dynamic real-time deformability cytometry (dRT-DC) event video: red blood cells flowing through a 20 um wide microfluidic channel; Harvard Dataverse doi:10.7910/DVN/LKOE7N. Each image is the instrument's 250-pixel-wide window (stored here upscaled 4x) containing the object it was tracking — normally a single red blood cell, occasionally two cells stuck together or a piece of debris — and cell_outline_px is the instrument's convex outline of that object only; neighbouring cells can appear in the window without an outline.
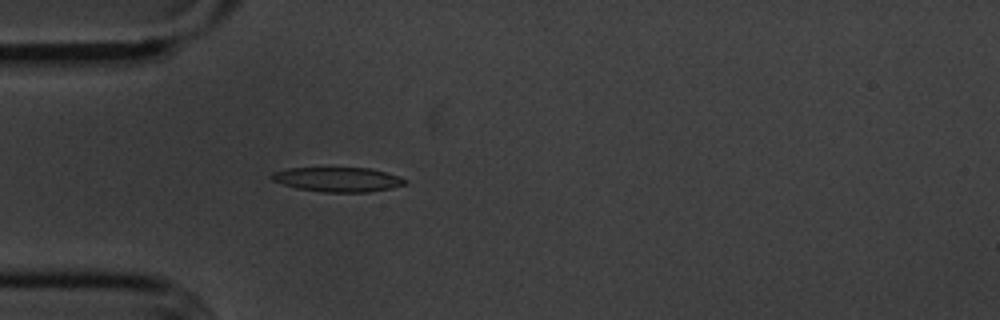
{"species": "common noctule bat (a hibernating species)", "species_latin": "Nyctalus noctula", "temperature_condition": "cold", "stored_images_in_passage": 4, "camera_frame_rate_fps": 3000, "um_per_image_px": 0.085, "animal": {"sex": "male", "body_mass_g": 20.1, "forearm_length_mm": 53.5}, "frame": {"image": 1, "passage_image": 4, "time_ms": 3.667, "image_size_px": [1000, 320], "cell_outline_px": [[408, 184], [392, 188], [368, 192], [324, 192], [296, 188], [272, 180], [268, 176], [272, 172], [288, 168], [368, 168], [400, 176], [408, 180]], "centroid_in_image_um": [28.73, 15.25], "position_along_channel_um": 56.3, "area_um2": 19.13}}